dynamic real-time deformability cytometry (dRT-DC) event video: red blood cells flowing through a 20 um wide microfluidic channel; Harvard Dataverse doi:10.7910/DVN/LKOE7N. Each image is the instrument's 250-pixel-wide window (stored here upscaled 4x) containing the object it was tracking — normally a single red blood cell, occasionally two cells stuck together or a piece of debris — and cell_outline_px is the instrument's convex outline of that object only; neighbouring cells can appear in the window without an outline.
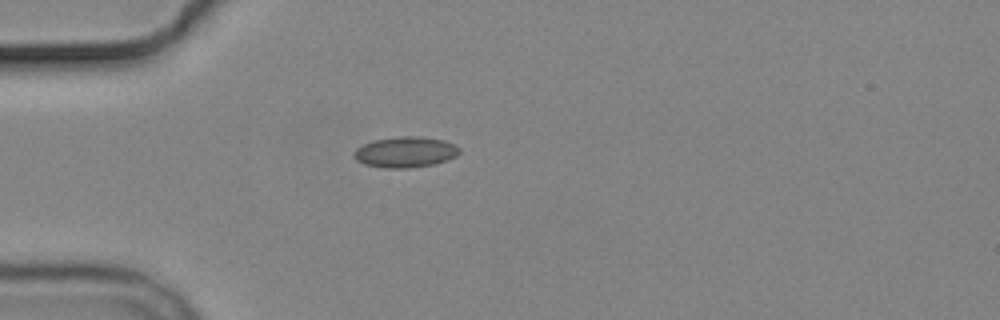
{"species": "common noctule bat (a hibernating species)", "species_latin": "Nyctalus noctula", "temperature_condition": "cold", "stored_images_in_passage": 2, "camera_frame_rate_fps": 3000, "um_per_image_px": 0.085, "animal": {"sex": "male", "body_mass_g": 19.2, "forearm_length_mm": 51.8}, "frame": {"image": 1, "passage_image": 1, "time_ms": 0.0, "image_size_px": [1000, 320], "cell_outline_px": [[460, 152], [456, 156], [448, 160], [436, 164], [408, 168], [384, 168], [364, 164], [356, 160], [352, 156], [352, 152], [356, 148], [364, 144], [376, 140], [400, 136], [420, 136], [444, 140], [456, 144], [460, 148]], "centroid_in_image_um": [34.47, 12.93], "position_along_channel_um": 50.5, "area_um2": 19.13}}